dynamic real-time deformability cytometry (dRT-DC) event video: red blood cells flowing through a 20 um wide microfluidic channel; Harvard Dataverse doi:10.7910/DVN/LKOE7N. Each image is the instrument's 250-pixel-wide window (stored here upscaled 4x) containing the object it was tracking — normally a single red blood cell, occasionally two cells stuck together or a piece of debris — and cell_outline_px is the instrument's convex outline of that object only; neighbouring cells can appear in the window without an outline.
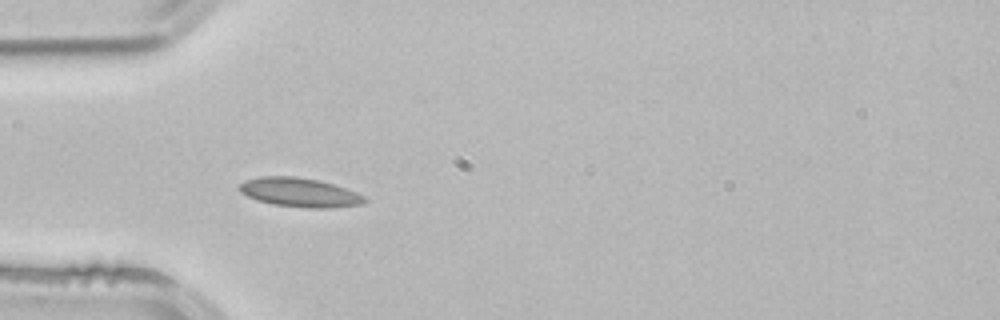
{"species": "common noctule bat (a hibernating species)", "species_latin": "Nyctalus noctula", "temperature_condition": "room temperature", "stored_images_in_passage": 38, "camera_frame_rate_fps": 3000, "um_per_image_px": 0.085, "animal": {"sex": "male", "body_mass_g": 21.5, "forearm_length_mm": 52.0}, "frame": {"image": 1, "passage_image": 1, "time_ms": 0.0, "image_size_px": [1000, 320], "cell_outline_px": [[368, 200], [364, 204], [332, 208], [304, 208], [272, 204], [256, 200], [240, 192], [240, 184], [244, 180], [260, 176], [296, 176], [320, 180], [356, 192], [364, 196]], "centroid_in_image_um": [25.48, 16.36], "position_along_channel_um": 59.5, "area_um2": 21.39}}
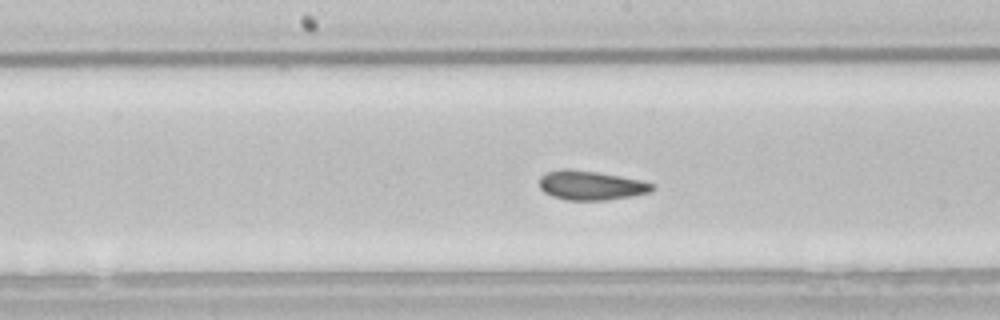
{"frame": {"image": 2, "passage_image": 12, "time_ms": 3.667, "image_size_px": [1000, 320], "cell_outline_px": [[656, 188], [652, 192], [604, 200], [568, 200], [552, 196], [544, 192], [540, 188], [540, 176], [548, 172], [560, 168], [568, 168], [596, 172], [620, 176], [640, 180], [652, 184]], "centroid_in_image_um": [50.2, 15.75], "position_along_channel_um": 198.0, "area_um2": 19.13}, "authors_computed_cell_mechanics": {"area_um2": 19.1607, "velocity_mm_per_s": 3.8568, "shape_relaxation_time_tau1_ms": 2.4078, "shape_relaxation_time_tau2_ms": 0.9643, "deformation_change_tau1": 0.0894, "deformation_change_tau2": 0.0671}}